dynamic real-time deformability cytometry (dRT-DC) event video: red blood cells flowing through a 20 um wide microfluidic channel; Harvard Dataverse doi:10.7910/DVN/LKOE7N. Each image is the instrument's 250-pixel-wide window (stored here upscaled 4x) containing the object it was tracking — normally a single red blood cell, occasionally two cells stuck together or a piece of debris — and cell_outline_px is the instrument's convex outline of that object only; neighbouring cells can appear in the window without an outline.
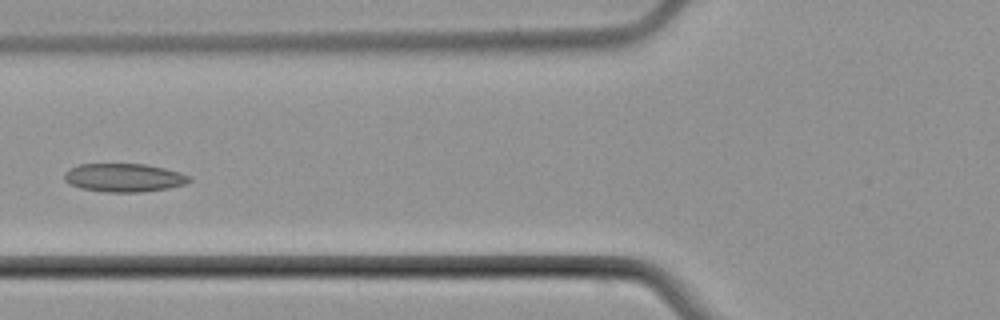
{"species": "common noctule bat (a hibernating species)", "species_latin": "Nyctalus noctula", "temperature_condition": "cold", "stored_images_in_passage": 5, "camera_frame_rate_fps": 3000, "um_per_image_px": 0.085, "animal": {"sex": "male", "body_mass_g": 21.5, "forearm_length_mm": 52.0}, "frame": {"image": 1, "passage_image": 5, "time_ms": 4.667, "image_size_px": [1000, 320], "cell_outline_px": [[192, 180], [184, 184], [168, 188], [140, 192], [108, 192], [80, 188], [68, 184], [64, 180], [64, 172], [80, 164], [144, 164], [164, 168], [180, 172], [192, 176]], "centroid_in_image_um": [10.54, 15.1], "position_along_channel_um": 115.3, "area_um2": 20.69}}